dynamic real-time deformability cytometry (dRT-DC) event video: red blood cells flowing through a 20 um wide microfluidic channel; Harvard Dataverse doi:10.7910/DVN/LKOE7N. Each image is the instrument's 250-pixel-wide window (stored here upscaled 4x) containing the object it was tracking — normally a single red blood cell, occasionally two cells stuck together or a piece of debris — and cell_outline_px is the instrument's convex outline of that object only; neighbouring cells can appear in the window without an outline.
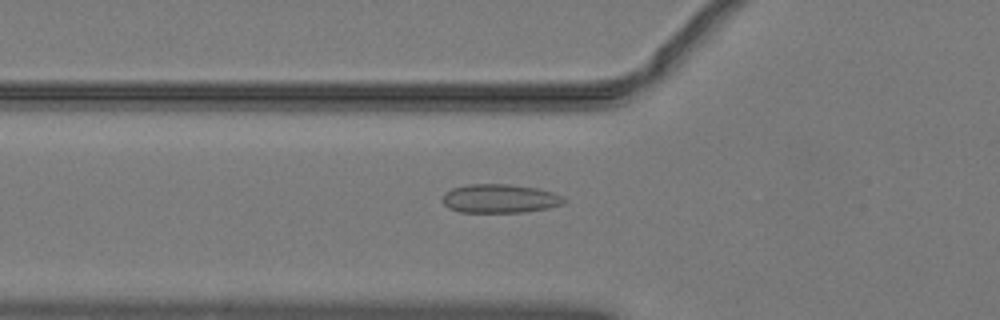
{"species": "common noctule bat (a hibernating species)", "species_latin": "Nyctalus noctula", "temperature_condition": "warm", "stored_images_in_passage": 52, "camera_frame_rate_fps": 3000, "um_per_image_px": 0.085, "animal": {"sex": "male", "body_mass_g": 19.2, "forearm_length_mm": 51.8}, "frame": {"image": 1, "passage_image": 19, "time_ms": 6.0, "image_size_px": [1000, 320], "cell_outline_px": [[564, 204], [548, 208], [524, 212], [460, 212], [448, 208], [444, 204], [444, 192], [452, 188], [468, 184], [508, 184], [536, 188], [552, 192], [564, 196]], "centroid_in_image_um": [42.49, 16.88], "position_along_channel_um": 83.3, "area_um2": 20.35}}
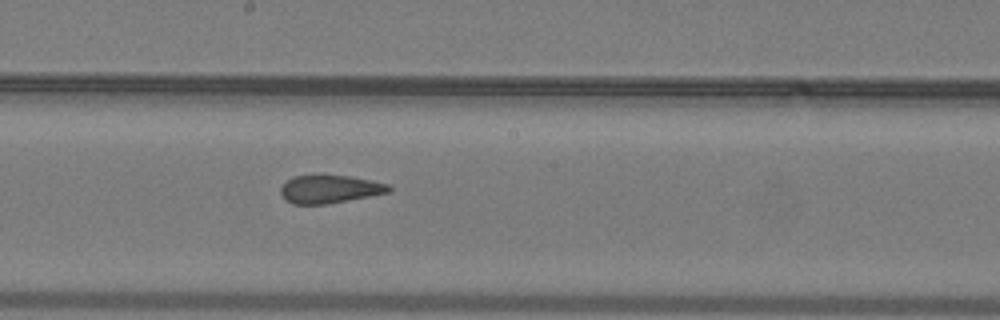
{"frame": {"image": 2, "passage_image": 29, "time_ms": 9.333, "image_size_px": [1000, 320], "cell_outline_px": [[392, 188], [388, 192], [368, 196], [324, 204], [292, 204], [284, 200], [280, 192], [280, 188], [288, 180], [296, 176], [348, 176], [388, 184]], "centroid_in_image_um": [27.98, 16.09], "position_along_channel_um": 220.2, "area_um2": 17.17}}
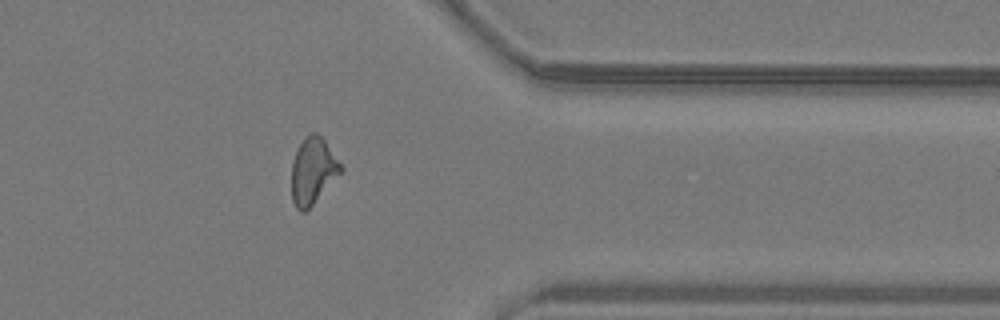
{"frame": {"image": 3, "passage_image": 42, "time_ms": 13.667, "image_size_px": [1000, 320], "cell_outline_px": [[344, 168], [312, 204], [304, 212], [300, 212], [296, 208], [292, 200], [292, 160], [304, 136], [312, 132], [316, 132], [324, 140]], "centroid_in_image_um": [26.57, 14.5], "position_along_channel_um": 384.8, "area_um2": 18.61}, "authors_computed_cell_mechanics": {"area_um2": 19.1029, "velocity_mm_per_s": 4.0703, "shape_relaxation_time_tau1_ms": null, "shape_relaxation_time_tau2_ms": 1.4059, "deformation_change_tau1": null, "deformation_change_tau2": 0.0713}}